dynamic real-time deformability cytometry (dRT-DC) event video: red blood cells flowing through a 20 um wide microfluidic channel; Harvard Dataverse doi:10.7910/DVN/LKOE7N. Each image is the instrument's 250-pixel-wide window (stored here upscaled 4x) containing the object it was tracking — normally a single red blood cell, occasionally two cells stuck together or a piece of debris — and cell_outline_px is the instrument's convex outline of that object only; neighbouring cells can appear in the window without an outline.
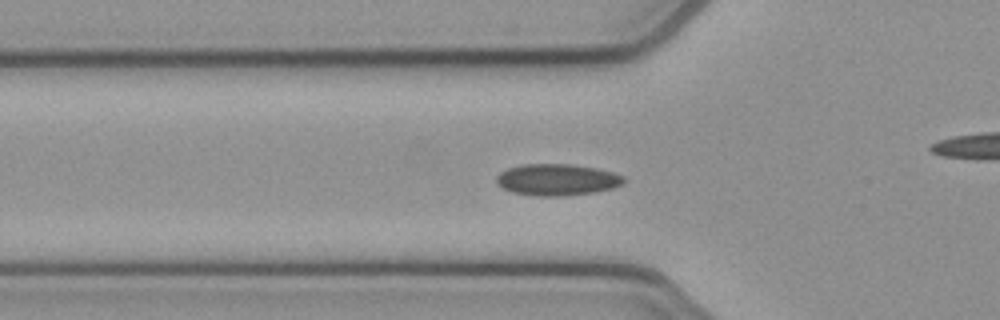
{"species": "common noctule bat (a hibernating species)", "species_latin": "Nyctalus noctula", "temperature_condition": "cold", "stored_images_in_passage": 39, "camera_frame_rate_fps": 3000, "um_per_image_px": 0.085, "animal": {"sex": "female", "body_mass_g": 21.9}, "frame": {"image": 1, "passage_image": 6, "time_ms": 1.667, "image_size_px": [1000, 320], "cell_outline_px": [[628, 180], [624, 184], [612, 188], [592, 192], [560, 196], [536, 196], [512, 192], [496, 184], [496, 176], [500, 172], [508, 168], [520, 164], [572, 164], [596, 168], [612, 172], [624, 176]], "centroid_in_image_um": [47.35, 15.27], "position_along_channel_um": 78.4, "area_um2": 23.52}}
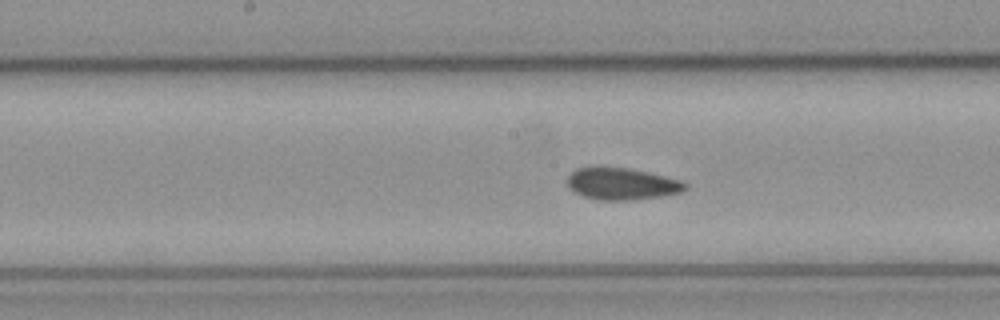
{"frame": {"image": 2, "passage_image": 15, "time_ms": 4.667, "image_size_px": [1000, 320], "cell_outline_px": [[688, 188], [680, 192], [664, 196], [632, 200], [600, 200], [584, 196], [568, 188], [568, 176], [576, 168], [628, 168], [648, 172], [680, 180], [688, 184]], "centroid_in_image_um": [52.89, 15.64], "position_along_channel_um": 195.3, "area_um2": 21.68}}
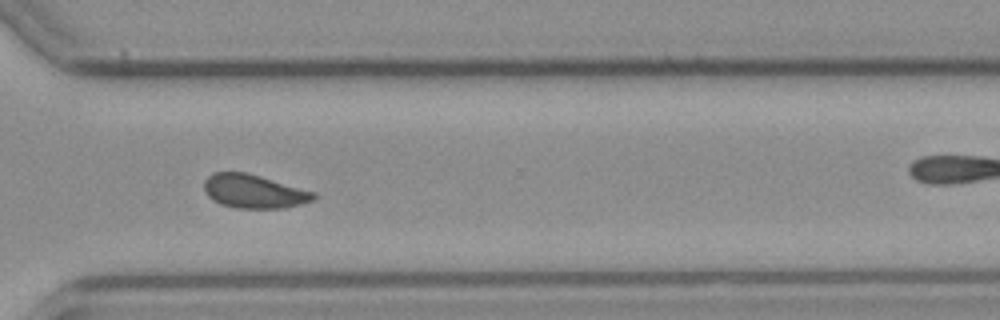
{"frame": {"image": 3, "passage_image": 27, "time_ms": 8.667, "image_size_px": [1000, 320], "cell_outline_px": [[316, 196], [312, 200], [300, 204], [284, 208], [236, 208], [220, 204], [212, 200], [204, 192], [204, 180], [212, 172], [244, 172], [260, 176], [316, 192]], "centroid_in_image_um": [21.54, 16.26], "position_along_channel_um": 349.1, "area_um2": 21.5}, "authors_computed_cell_mechanics": {"area_um2": 21.7906, "velocity_mm_per_s": 3.8566, "shape_relaxation_time_tau1_ms": null, "shape_relaxation_time_tau2_ms": 1.6252, "deformation_change_tau1": null, "deformation_change_tau2": 0.0479}}